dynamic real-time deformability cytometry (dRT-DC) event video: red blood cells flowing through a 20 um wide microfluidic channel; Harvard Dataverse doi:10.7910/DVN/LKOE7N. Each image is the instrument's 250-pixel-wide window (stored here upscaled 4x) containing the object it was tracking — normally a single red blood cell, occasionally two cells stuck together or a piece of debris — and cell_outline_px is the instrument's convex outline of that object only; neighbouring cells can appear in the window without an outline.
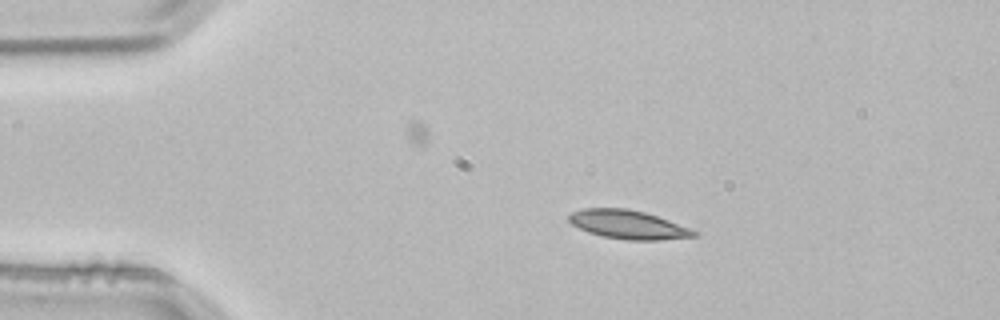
{"species": "common noctule bat (a hibernating species)", "species_latin": "Nyctalus noctula", "temperature_condition": "room temperature", "stored_images_in_passage": 2, "camera_frame_rate_fps": 3000, "um_per_image_px": 0.085, "animal": {"sex": "male", "body_mass_g": 21.5, "forearm_length_mm": 52.0}, "frame": {"image": 1, "passage_image": 1, "time_ms": 0.0, "image_size_px": [1000, 320], "cell_outline_px": [[696, 236], [660, 240], [628, 240], [604, 236], [588, 232], [572, 224], [568, 220], [568, 216], [572, 212], [584, 208], [628, 208], [644, 212], [668, 220], [688, 228], [696, 232]], "centroid_in_image_um": [53.35, 19.08], "position_along_channel_um": 31.7, "area_um2": 20.58}}